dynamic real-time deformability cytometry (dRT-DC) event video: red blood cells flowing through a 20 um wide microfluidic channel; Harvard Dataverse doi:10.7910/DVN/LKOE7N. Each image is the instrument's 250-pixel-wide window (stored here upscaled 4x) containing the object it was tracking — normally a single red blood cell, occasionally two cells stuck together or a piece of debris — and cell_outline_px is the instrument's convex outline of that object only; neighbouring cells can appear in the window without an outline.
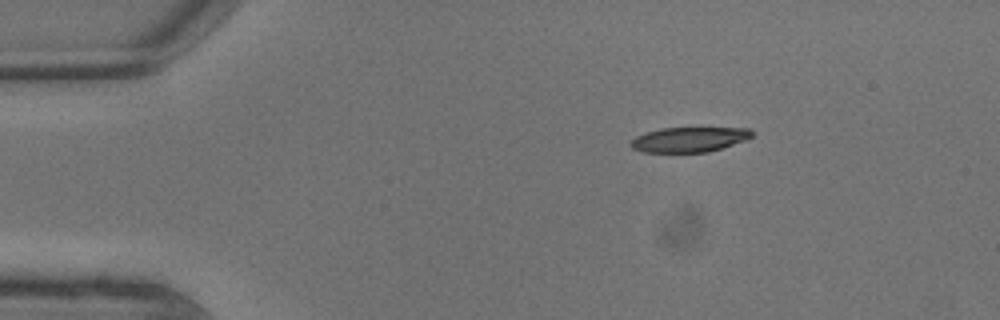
{"species": "common noctule bat (a hibernating species)", "species_latin": "Nyctalus noctula", "temperature_condition": "warm", "stored_images_in_passage": 6, "camera_frame_rate_fps": 3000, "um_per_image_px": 0.085, "animal": {"sex": "male", "body_mass_g": 13.3}, "frame": {"image": 1, "passage_image": 1, "time_ms": 0.0, "image_size_px": [1000, 320], "cell_outline_px": [[752, 136], [744, 140], [708, 152], [644, 152], [632, 148], [628, 144], [636, 136], [660, 128], [752, 128]], "centroid_in_image_um": [58.55, 11.85], "position_along_channel_um": 26.4, "area_um2": 17.4}}
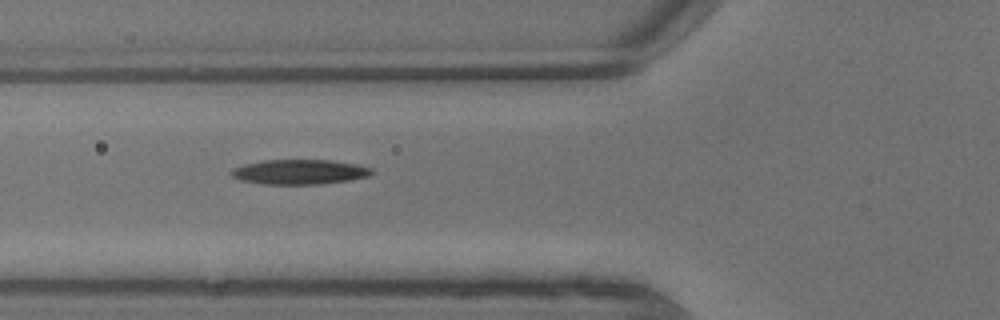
{"frame": {"image": 2, "passage_image": 5, "time_ms": 1.333, "image_size_px": [1000, 320], "cell_outline_px": [[372, 172], [368, 176], [348, 180], [324, 184], [260, 184], [240, 180], [232, 176], [228, 172], [232, 168], [244, 164], [260, 160], [332, 160], [356, 164], [372, 168]], "centroid_in_image_um": [25.4, 14.61], "position_along_channel_um": 100.4, "area_um2": 20.46}}
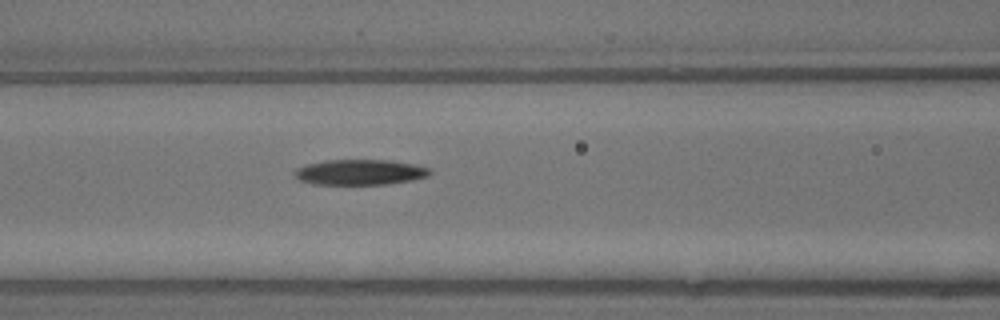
{"frame": {"image": 3, "passage_image": 6, "time_ms": 1.667, "image_size_px": [1000, 320], "cell_outline_px": [[432, 172], [428, 176], [412, 180], [388, 184], [312, 184], [300, 180], [292, 172], [296, 168], [308, 164], [324, 160], [388, 160], [416, 164], [428, 168]], "centroid_in_image_um": [30.6, 14.63], "position_along_channel_um": 136.0, "area_um2": 20.06}}